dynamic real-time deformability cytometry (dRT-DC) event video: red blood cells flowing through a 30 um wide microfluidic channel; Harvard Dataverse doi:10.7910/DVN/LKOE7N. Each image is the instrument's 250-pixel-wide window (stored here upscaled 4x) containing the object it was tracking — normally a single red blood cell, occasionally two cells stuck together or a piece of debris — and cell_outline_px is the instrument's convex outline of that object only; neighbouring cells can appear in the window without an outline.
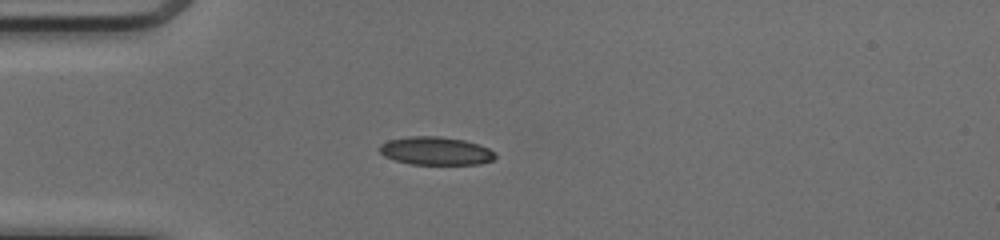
{"species": "common noctule bat (a hibernating species)", "species_latin": "Nyctalus noctula", "temperature_condition": "cold", "stored_images_in_passage": 50, "camera_frame_rate_fps": 3000, "um_per_image_px": 0.085, "animal": {"sex": "female", "body_mass_g": 17.0, "forearm_length_mm": 48.0}, "frame": {"image": 1, "passage_image": 14, "time_ms": 4.333, "image_size_px": [1000, 240], "cell_outline_px": [[496, 156], [492, 160], [480, 164], [408, 164], [384, 156], [380, 152], [380, 144], [388, 140], [408, 136], [440, 136], [464, 140], [488, 148]], "centroid_in_image_um": [37.0, 12.82], "position_along_channel_um": 48.0, "area_um2": 18.84}}
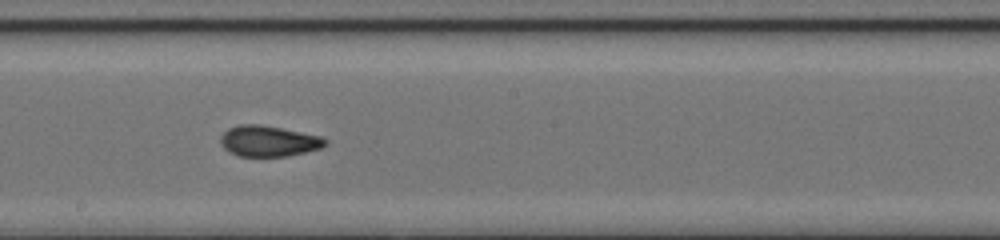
{"frame": {"image": 2, "passage_image": 28, "time_ms": 9.0, "image_size_px": [1000, 240], "cell_outline_px": [[328, 144], [320, 148], [288, 156], [240, 156], [228, 152], [220, 144], [220, 136], [228, 128], [240, 124], [260, 124], [320, 136], [328, 140]], "centroid_in_image_um": [22.8, 11.99], "position_along_channel_um": 225.4, "area_um2": 18.79}}
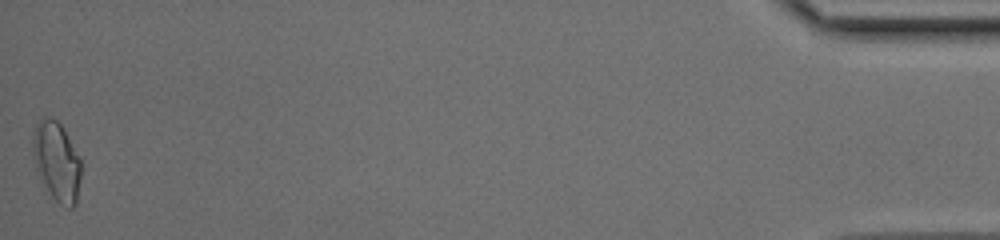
{"frame": {"image": 3, "passage_image": 50, "time_ms": 16.333, "image_size_px": [1000, 240], "cell_outline_px": [[84, 164], [76, 204], [72, 208], [68, 208], [60, 204], [40, 184], [36, 172], [32, 152], [32, 140], [36, 124], [44, 116], [48, 116], [56, 120], [60, 124]], "centroid_in_image_um": [4.82, 13.77], "position_along_channel_um": 430.4, "area_um2": 22.95}, "authors_computed_cell_mechanics": {"area_um2": 18.785, "velocity_mm_per_s": 4.1405, "shape_relaxation_time_tau1_ms": 9.3475, "shape_relaxation_time_tau2_ms": 1.1499, "deformation_change_tau1": 0.2391, "deformation_change_tau2": 0.0639}}